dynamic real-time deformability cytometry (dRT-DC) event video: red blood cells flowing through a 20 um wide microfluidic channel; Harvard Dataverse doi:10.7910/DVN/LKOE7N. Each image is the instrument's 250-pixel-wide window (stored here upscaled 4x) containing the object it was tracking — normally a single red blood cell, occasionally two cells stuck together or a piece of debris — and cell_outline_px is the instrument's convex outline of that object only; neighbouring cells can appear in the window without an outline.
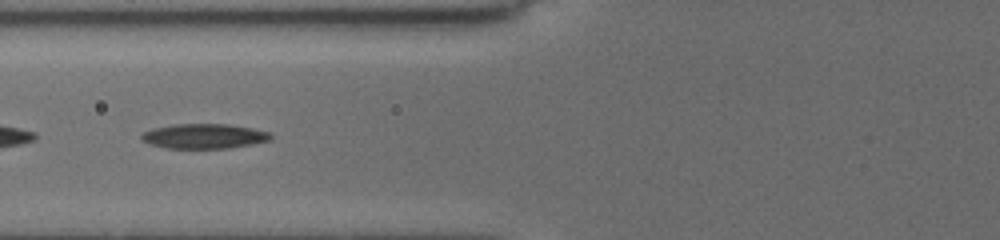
{"species": "common noctule bat (a hibernating species)", "species_latin": "Nyctalus noctula", "temperature_condition": "cold", "stored_images_in_passage": 57, "segment_of_instrument_passage": [2, 2], "camera_frame_rate_fps": 3000, "um_per_image_px": 0.085, "animal": {"sex": "female", "body_mass_g": 19.5, "forearm_length_mm": 54.1}, "frame": {"image": 1, "passage_image": 25, "time_ms": 8.0, "image_size_px": [1000, 240], "cell_outline_px": [[272, 140], [252, 144], [228, 148], [168, 148], [152, 144], [144, 140], [140, 136], [144, 132], [152, 128], [172, 124], [228, 124], [252, 128], [272, 132]], "centroid_in_image_um": [17.41, 11.56], "position_along_channel_um": 108.4, "area_um2": 18.67}}
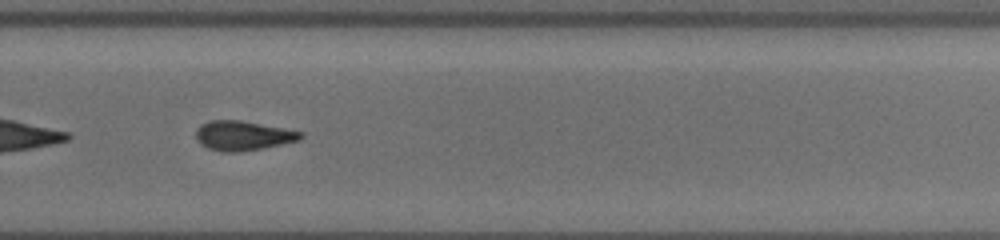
{"frame": {"image": 2, "passage_image": 41, "time_ms": 13.333, "image_size_px": [1000, 240], "cell_outline_px": [[304, 136], [300, 140], [264, 148], [240, 152], [224, 152], [208, 148], [200, 144], [196, 140], [196, 128], [200, 124], [212, 120], [240, 120], [304, 132]], "centroid_in_image_um": [20.64, 11.53], "position_along_channel_um": 309.2, "area_um2": 18.15}}
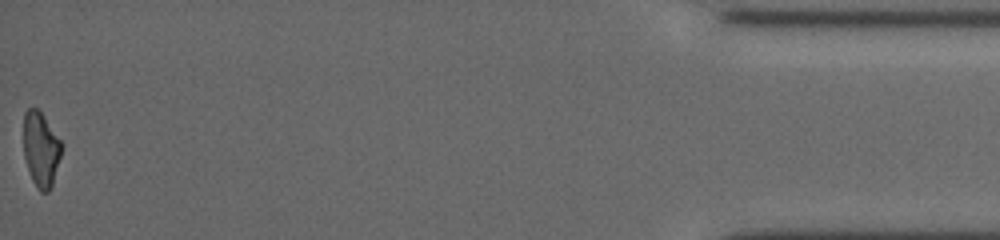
{"frame": {"image": 3, "passage_image": 57, "time_ms": 18.667, "image_size_px": [1000, 240], "cell_outline_px": [[64, 144], [52, 184], [48, 192], [40, 192], [36, 188], [32, 180], [24, 156], [24, 112], [28, 108], [36, 108], [44, 116]], "centroid_in_image_um": [3.49, 12.68], "position_along_channel_um": 431.7, "area_um2": 16.59}}